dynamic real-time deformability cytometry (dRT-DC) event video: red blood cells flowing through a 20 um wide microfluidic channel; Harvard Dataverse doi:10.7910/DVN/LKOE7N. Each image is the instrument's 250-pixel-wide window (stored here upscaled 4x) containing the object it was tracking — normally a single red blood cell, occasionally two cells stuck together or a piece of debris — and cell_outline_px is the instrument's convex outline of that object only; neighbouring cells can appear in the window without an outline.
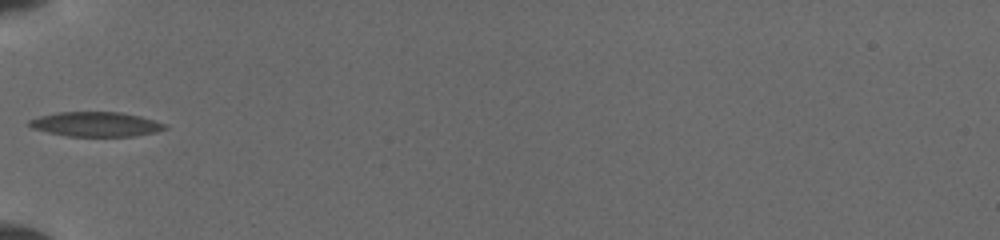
{"species": "common noctule bat (a hibernating species)", "species_latin": "Nyctalus noctula", "temperature_condition": "cold", "stored_images_in_passage": 11, "camera_frame_rate_fps": 3000, "um_per_image_px": 0.085, "animal": {"sex": "female", "body_mass_g": 19.5, "forearm_length_mm": 54.1}, "frame": {"image": 1, "passage_image": 1, "time_ms": 0.0, "image_size_px": [1000, 240], "cell_outline_px": [[168, 128], [156, 132], [136, 136], [68, 136], [48, 132], [32, 128], [28, 124], [28, 120], [40, 116], [60, 112], [120, 112], [140, 116], [164, 124]], "centroid_in_image_um": [8.14, 10.56], "position_along_channel_um": 76.9, "area_um2": 19.31}}
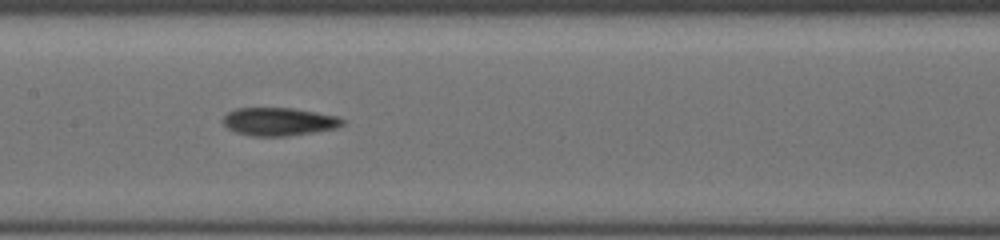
{"frame": {"image": 2, "passage_image": 4, "time_ms": 2.667, "image_size_px": [1000, 240], "cell_outline_px": [[344, 124], [336, 128], [316, 132], [288, 136], [252, 136], [236, 132], [228, 128], [224, 124], [224, 116], [228, 112], [236, 108], [288, 108], [316, 112], [336, 116], [344, 120]], "centroid_in_image_um": [23.72, 10.34], "position_along_channel_um": 183.7, "area_um2": 19.42}}
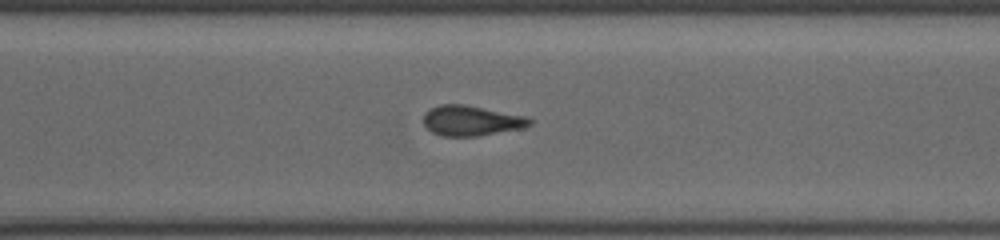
{"frame": {"image": 3, "passage_image": 10, "time_ms": 6.333, "image_size_px": [1000, 240], "cell_outline_px": [[532, 124], [524, 128], [476, 136], [444, 136], [432, 132], [424, 124], [424, 116], [432, 108], [440, 104], [464, 104], [528, 116], [532, 120]], "centroid_in_image_um": [40.12, 10.25], "position_along_channel_um": 330.5, "area_um2": 18.61}}